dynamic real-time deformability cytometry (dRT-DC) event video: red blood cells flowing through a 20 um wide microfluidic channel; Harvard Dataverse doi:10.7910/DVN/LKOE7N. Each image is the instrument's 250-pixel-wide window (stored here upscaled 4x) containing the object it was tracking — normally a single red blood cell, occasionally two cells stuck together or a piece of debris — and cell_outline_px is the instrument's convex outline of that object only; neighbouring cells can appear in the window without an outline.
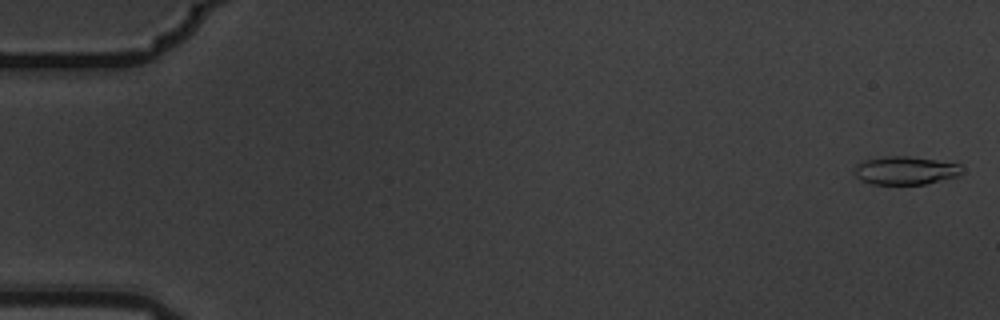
{"species": "common noctule bat (a hibernating species)", "species_latin": "Nyctalus noctula", "temperature_condition": "warm", "stored_images_in_passage": 3, "camera_frame_rate_fps": 3000, "um_per_image_px": 0.085, "animal": {"sex": "male", "body_mass_g": 19.5, "forearm_length_mm": 54.6}, "frame": {"image": 1, "passage_image": 1, "time_ms": 0.0, "image_size_px": [1000, 320], "cell_outline_px": [[960, 176], [924, 184], [872, 184], [860, 180], [856, 176], [856, 164], [864, 160], [884, 156], [908, 156], [936, 160], [960, 164]], "centroid_in_image_um": [76.95, 14.49], "position_along_channel_um": 8.1, "area_um2": 17.57}}